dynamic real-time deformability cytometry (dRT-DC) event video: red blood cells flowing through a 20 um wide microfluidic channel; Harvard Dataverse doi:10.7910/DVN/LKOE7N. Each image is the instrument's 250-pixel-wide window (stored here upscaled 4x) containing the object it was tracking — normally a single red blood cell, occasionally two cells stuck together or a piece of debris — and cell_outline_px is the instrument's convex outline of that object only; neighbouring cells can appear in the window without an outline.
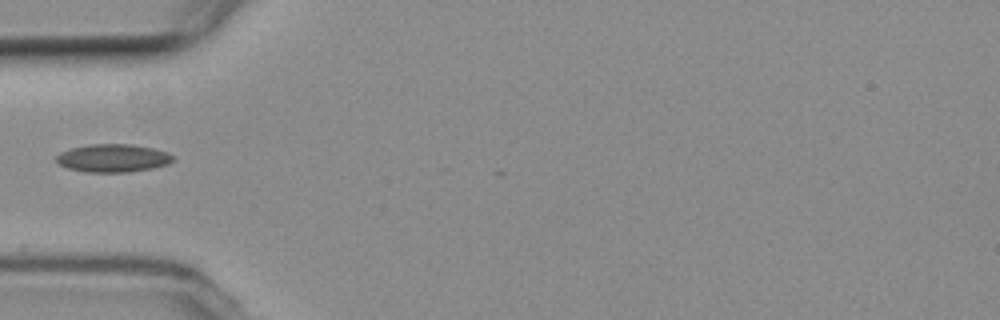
{"species": "common noctule bat (a hibernating species)", "species_latin": "Nyctalus noctula", "temperature_condition": "room temperature", "stored_images_in_passage": 11, "camera_frame_rate_fps": 3000, "um_per_image_px": 0.085, "animal": {"sex": "female", "body_mass_g": 19.3, "forearm_length_mm": 54.1}, "frame": {"image": 1, "passage_image": 8, "time_ms": 1672.667, "image_size_px": [1000, 320], "cell_outline_px": [[172, 160], [168, 164], [152, 168], [128, 172], [84, 172], [68, 168], [56, 164], [56, 156], [60, 152], [68, 148], [88, 144], [132, 144], [152, 148], [168, 152], [172, 156]], "centroid_in_image_um": [9.53, 13.43], "position_along_channel_um": 75.5, "area_um2": 19.19}}
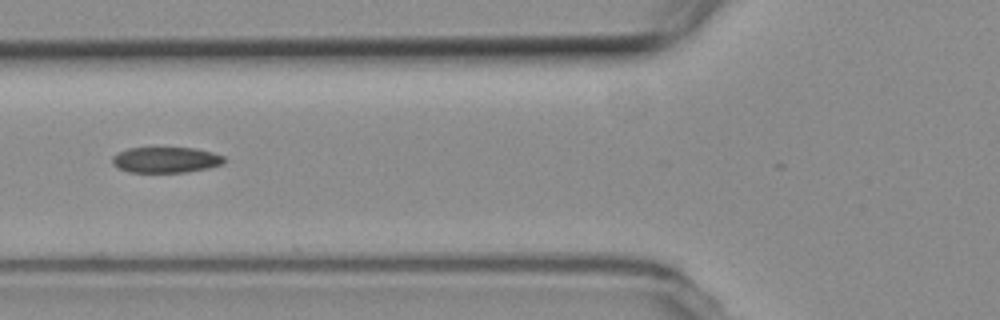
{"frame": {"image": 2, "passage_image": 9, "time_ms": 1673.667, "image_size_px": [1000, 320], "cell_outline_px": [[224, 164], [208, 168], [184, 172], [128, 172], [112, 164], [112, 156], [128, 148], [196, 148], [212, 152], [224, 156]], "centroid_in_image_um": [14.11, 13.59], "position_along_channel_um": 111.7, "area_um2": 16.7}}
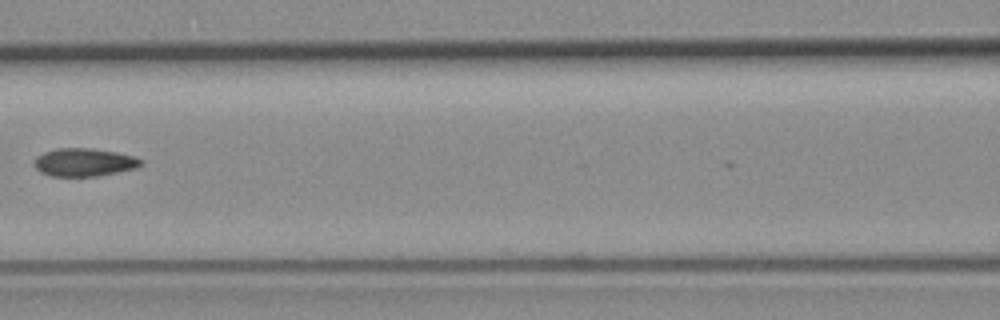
{"frame": {"image": 3, "passage_image": 10, "time_ms": 1675.0, "image_size_px": [1000, 320], "cell_outline_px": [[144, 164], [136, 168], [100, 176], [52, 176], [40, 172], [32, 164], [36, 156], [44, 152], [56, 148], [92, 148], [116, 152], [132, 156], [144, 160]], "centroid_in_image_um": [7.15, 13.79], "position_along_channel_um": 159.5, "area_um2": 17.63}}